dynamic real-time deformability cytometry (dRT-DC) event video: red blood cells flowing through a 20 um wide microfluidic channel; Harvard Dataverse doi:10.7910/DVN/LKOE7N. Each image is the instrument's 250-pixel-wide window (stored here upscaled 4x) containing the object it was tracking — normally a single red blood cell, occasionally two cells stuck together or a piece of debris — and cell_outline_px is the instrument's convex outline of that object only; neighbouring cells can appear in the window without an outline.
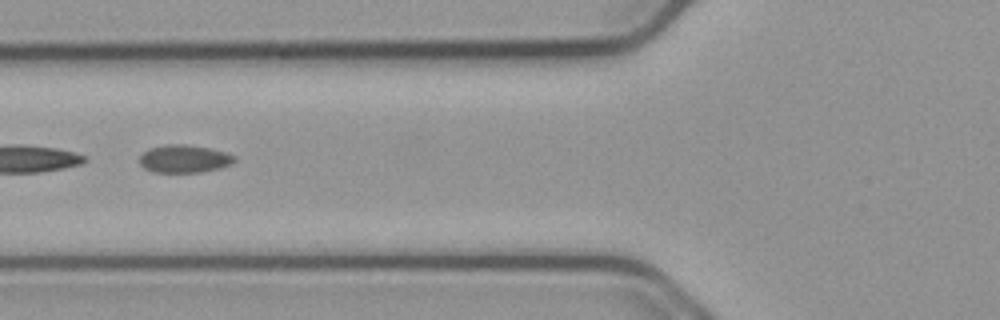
{"species": "common noctule bat (a hibernating species)", "species_latin": "Nyctalus noctula", "temperature_condition": "cold", "stored_images_in_passage": 23, "segment_of_instrument_passage": [2, 2], "camera_frame_rate_fps": 3000, "um_per_image_px": 0.085, "animal": {"sex": "male", "body_mass_g": 23.1, "forearm_length_mm": 52.7}, "frame": {"image": 1, "passage_image": 21, "time_ms": 6.667, "image_size_px": [1000, 320], "cell_outline_px": [[236, 160], [232, 164], [220, 168], [200, 172], [152, 172], [144, 168], [140, 164], [140, 156], [148, 148], [168, 144], [184, 144], [208, 148], [224, 152], [236, 156]], "centroid_in_image_um": [15.66, 13.5], "position_along_channel_um": 110.1, "area_um2": 15.37}}